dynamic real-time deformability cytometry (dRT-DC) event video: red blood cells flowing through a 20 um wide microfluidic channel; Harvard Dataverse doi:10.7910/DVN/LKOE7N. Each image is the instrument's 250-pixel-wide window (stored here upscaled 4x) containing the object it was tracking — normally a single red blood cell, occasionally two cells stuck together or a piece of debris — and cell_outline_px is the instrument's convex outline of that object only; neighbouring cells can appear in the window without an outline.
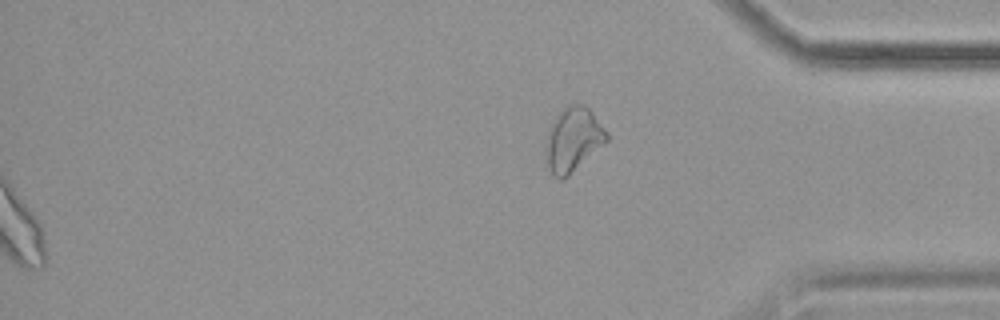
{"species": "common noctule bat (a hibernating species)", "species_latin": "Nyctalus noctula", "temperature_condition": "cold", "stored_images_in_passage": 58, "segment_of_instrument_passage": [2, 2], "camera_frame_rate_fps": 3000, "um_per_image_px": 0.085, "animal": {"sex": "female", "body_mass_g": 19.9}, "frame": {"image": 1, "passage_image": 58, "time_ms": 19.0, "image_size_px": [1000, 320], "cell_outline_px": [[608, 140], [564, 180], [560, 180], [552, 172], [548, 164], [548, 140], [552, 124], [556, 116], [564, 108], [572, 104], [584, 104], [592, 112], [608, 132]], "centroid_in_image_um": [48.78, 11.85], "position_along_channel_um": 386.4, "area_um2": 21.85}}